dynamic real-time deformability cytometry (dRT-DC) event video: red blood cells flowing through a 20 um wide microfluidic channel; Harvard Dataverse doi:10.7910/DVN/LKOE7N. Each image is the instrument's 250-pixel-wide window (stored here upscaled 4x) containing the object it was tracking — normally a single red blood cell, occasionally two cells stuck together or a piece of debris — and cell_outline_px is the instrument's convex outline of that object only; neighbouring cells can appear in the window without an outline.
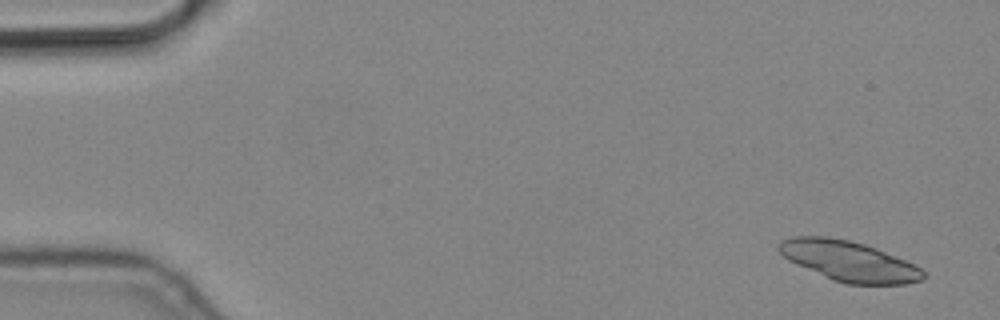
{"species": "common noctule bat (a hibernating species)", "species_latin": "Nyctalus noctula", "temperature_condition": "cold", "stored_images_in_passage": 6, "camera_frame_rate_fps": 3000, "um_per_image_px": 0.085, "animal": {"sex": "male", "body_mass_g": 19.2, "forearm_length_mm": 51.8}, "frame": {"image": 1, "passage_image": 1, "time_ms": 0.0, "image_size_px": [1000, 320], "cell_outline_px": [[928, 276], [924, 280], [904, 284], [848, 284], [832, 280], [796, 264], [788, 260], [776, 248], [780, 240], [792, 236], [828, 236], [848, 240], [864, 244], [876, 248], [904, 260], [920, 268]], "centroid_in_image_um": [72.13, 22.19], "position_along_channel_um": 12.9, "area_um2": 33.81}}
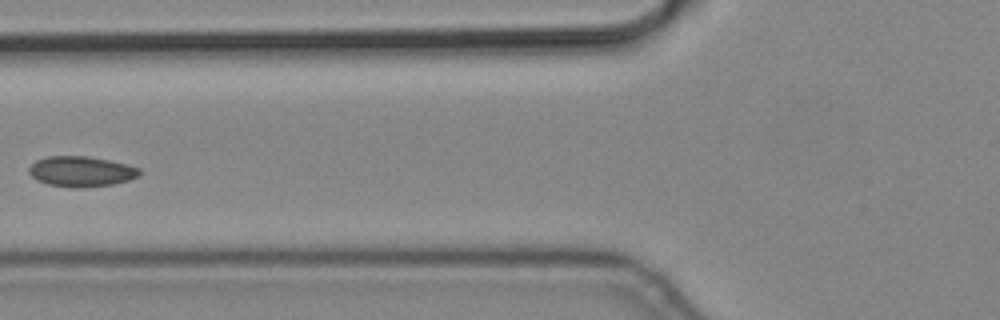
{"frame": {"image": 2, "passage_image": 6, "time_ms": 1.667, "image_size_px": [1000, 320], "cell_outline_px": [[140, 176], [128, 180], [112, 184], [80, 188], [72, 188], [48, 184], [36, 180], [28, 172], [28, 168], [36, 160], [48, 156], [88, 156], [108, 160], [140, 168]], "centroid_in_image_um": [6.87, 14.58], "position_along_channel_um": 118.9, "area_um2": 19.54}}